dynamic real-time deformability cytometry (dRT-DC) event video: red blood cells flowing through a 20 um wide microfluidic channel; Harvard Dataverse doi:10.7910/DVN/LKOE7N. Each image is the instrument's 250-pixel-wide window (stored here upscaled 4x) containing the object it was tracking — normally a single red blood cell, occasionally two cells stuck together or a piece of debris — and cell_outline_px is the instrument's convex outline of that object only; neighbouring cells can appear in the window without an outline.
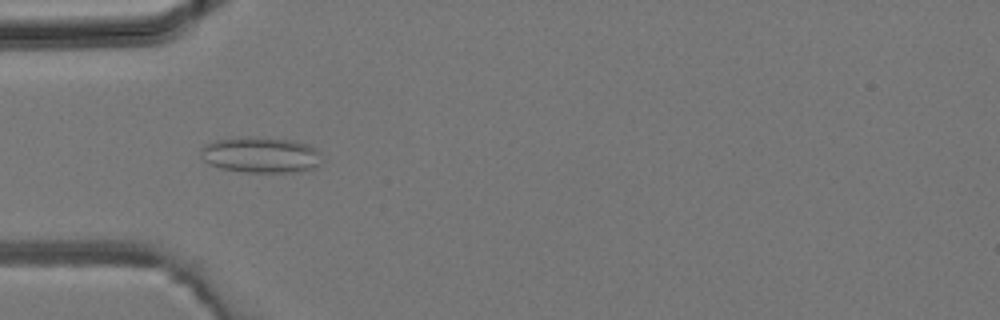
{"species": "common noctule bat (a hibernating species)", "species_latin": "Nyctalus noctula", "temperature_condition": "room temperature", "stored_images_in_passage": 22, "camera_frame_rate_fps": 3000, "um_per_image_px": 0.085, "animal": {"sex": "male", "body_mass_g": 19.2, "forearm_length_mm": 51.8}, "frame": {"image": 1, "passage_image": 4, "time_ms": 1.0, "image_size_px": [1000, 320], "cell_outline_px": [[324, 160], [316, 168], [296, 172], [248, 172], [220, 168], [208, 164], [204, 160], [200, 152], [200, 148], [204, 144], [216, 140], [248, 136], [252, 136], [288, 140], [304, 144], [316, 148], [320, 152]], "centroid_in_image_um": [22.18, 13.17], "position_along_channel_um": 62.8, "area_um2": 25.49}}
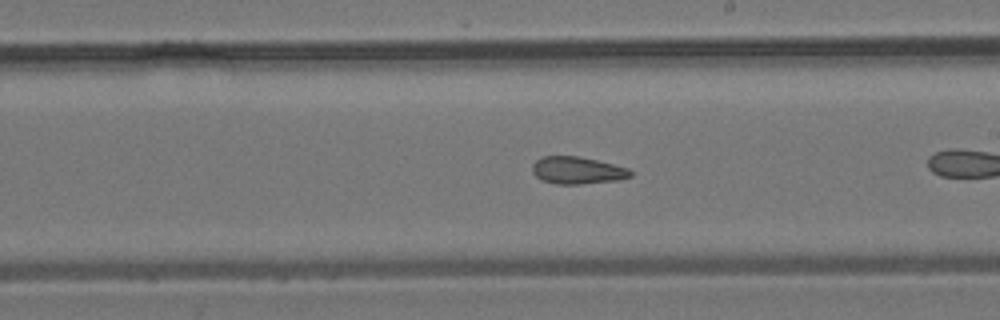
{"frame": {"image": 2, "passage_image": 13, "time_ms": 4.0, "image_size_px": [1000, 320], "cell_outline_px": [[632, 176], [616, 180], [580, 184], [556, 184], [540, 180], [532, 172], [532, 164], [536, 160], [544, 156], [580, 156], [628, 168], [632, 172]], "centroid_in_image_um": [49.03, 14.48], "position_along_channel_um": 240.0, "area_um2": 15.55}}